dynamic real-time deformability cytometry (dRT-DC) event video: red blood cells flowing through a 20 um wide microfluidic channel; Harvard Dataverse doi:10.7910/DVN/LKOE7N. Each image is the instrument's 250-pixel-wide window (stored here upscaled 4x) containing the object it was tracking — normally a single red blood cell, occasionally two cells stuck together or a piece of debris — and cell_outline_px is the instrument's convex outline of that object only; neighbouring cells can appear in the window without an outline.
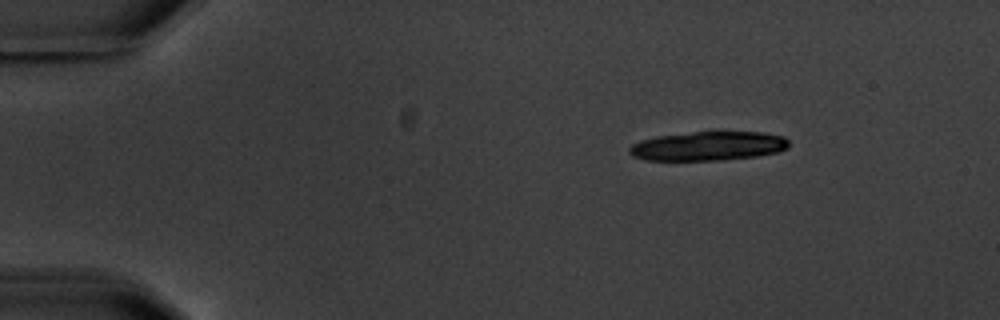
{"species": "common noctule bat (a hibernating species)", "species_latin": "Nyctalus noctula", "temperature_condition": "warm", "stored_images_in_passage": 12, "camera_frame_rate_fps": 3000, "um_per_image_px": 0.085, "animal": {"sex": "male", "body_mass_g": 20.1, "forearm_length_mm": 53.5}, "frame": {"image": 1, "passage_image": 1, "time_ms": 0.0, "image_size_px": [1000, 320], "cell_outline_px": [[788, 148], [780, 152], [756, 156], [720, 160], [648, 160], [632, 156], [628, 152], [628, 148], [632, 144], [640, 140], [656, 136], [716, 128], [764, 132], [784, 136], [788, 140]], "centroid_in_image_um": [60.24, 12.35], "position_along_channel_um": 24.8, "area_um2": 28.38}, "authors_computed_cell_mechanics": {"area_um2": 17.6001, "velocity_mm_per_s": 3.5679, "shape_relaxation_time_tau1_ms": 1.0786, "shape_relaxation_time_tau2_ms": 5.8957, "deformation_change_tau1": 0.0815, "deformation_change_tau2": 0.1339}}